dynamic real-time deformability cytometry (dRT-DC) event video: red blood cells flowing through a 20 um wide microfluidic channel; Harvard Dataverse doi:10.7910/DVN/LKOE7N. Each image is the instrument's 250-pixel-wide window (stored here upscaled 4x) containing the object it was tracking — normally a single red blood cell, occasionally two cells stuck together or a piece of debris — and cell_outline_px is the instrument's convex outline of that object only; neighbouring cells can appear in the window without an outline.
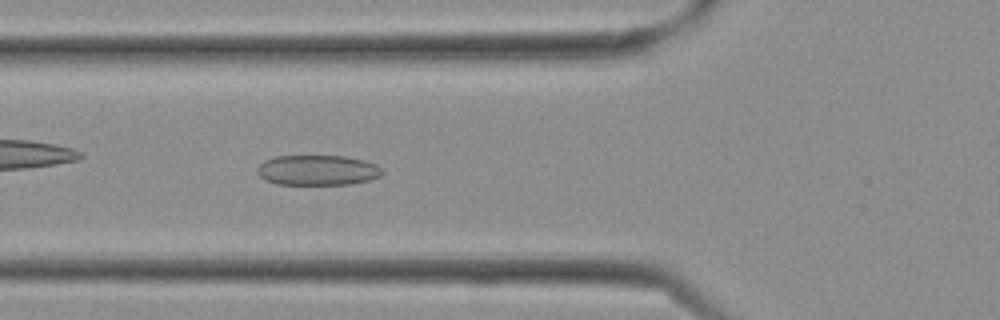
{"species": "Egyptian fruit bat (a non-hibernating species)", "species_latin": "Rousettus aegyptiacus", "temperature_condition": "cold", "stored_images_in_passage": 10, "camera_frame_rate_fps": 3000, "um_per_image_px": 0.085, "frame": {"image": 1, "passage_image": 10, "time_ms": 3.0, "image_size_px": [1000, 320], "cell_outline_px": [[384, 172], [380, 176], [368, 180], [348, 184], [276, 184], [264, 180], [256, 172], [256, 168], [264, 160], [276, 156], [344, 156], [364, 160], [376, 164], [384, 168]], "centroid_in_image_um": [26.98, 14.46], "position_along_channel_um": 98.8, "area_um2": 22.14}}